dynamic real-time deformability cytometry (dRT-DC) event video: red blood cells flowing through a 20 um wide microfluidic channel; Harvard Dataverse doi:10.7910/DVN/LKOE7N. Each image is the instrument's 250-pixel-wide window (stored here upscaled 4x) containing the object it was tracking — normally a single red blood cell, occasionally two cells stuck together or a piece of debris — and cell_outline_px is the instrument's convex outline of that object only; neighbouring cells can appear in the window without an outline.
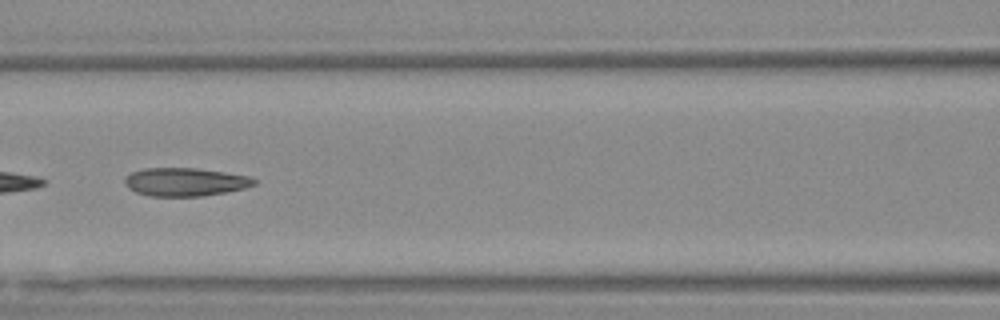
{"species": "Egyptian fruit bat (a non-hibernating species)", "species_latin": "Rousettus aegyptiacus", "temperature_condition": "warm", "stored_images_in_passage": 41, "camera_frame_rate_fps": 3000, "um_per_image_px": 0.085, "animal": {"sex": "female"}, "frame": {"image": 1, "passage_image": 12, "time_ms": 3.667, "image_size_px": [1000, 320], "cell_outline_px": [[256, 184], [244, 188], [224, 192], [200, 196], [148, 196], [136, 192], [128, 188], [124, 184], [124, 180], [132, 172], [144, 168], [196, 168], [224, 172], [248, 176], [256, 180]], "centroid_in_image_um": [15.71, 15.46], "position_along_channel_um": 150.9, "area_um2": 21.15}}